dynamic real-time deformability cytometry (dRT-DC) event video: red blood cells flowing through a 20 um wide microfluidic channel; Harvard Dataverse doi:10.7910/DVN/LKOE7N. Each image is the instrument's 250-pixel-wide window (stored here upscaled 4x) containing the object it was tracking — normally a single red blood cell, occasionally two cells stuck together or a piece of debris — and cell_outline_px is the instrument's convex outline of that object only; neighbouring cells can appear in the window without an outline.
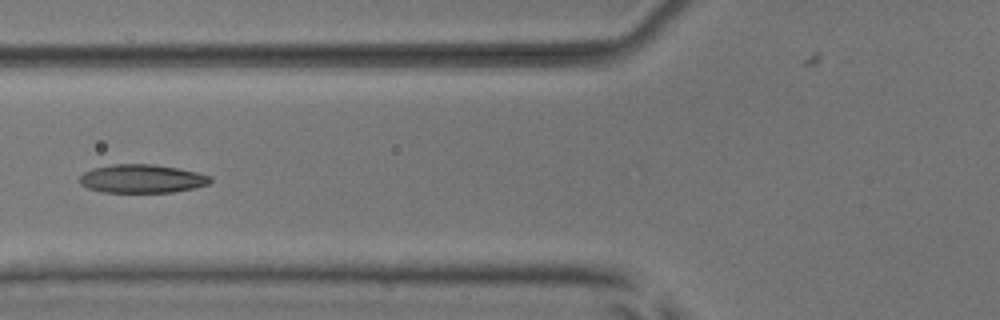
{"species": "common noctule bat (a hibernating species)", "species_latin": "Nyctalus noctula", "temperature_condition": "room temperature", "stored_images_in_passage": 6, "camera_frame_rate_fps": 3000, "um_per_image_px": 0.085, "animal": {"sex": "male", "body_mass_g": 17.9, "forearm_length_mm": 54.2}, "frame": {"image": 1, "passage_image": 5, "time_ms": 4.333, "image_size_px": [1000, 320], "cell_outline_px": [[212, 180], [208, 184], [192, 188], [172, 192], [104, 192], [88, 188], [80, 184], [80, 176], [84, 172], [92, 168], [112, 164], [152, 164], [176, 168], [196, 172], [212, 176]], "centroid_in_image_um": [12.04, 15.18], "position_along_channel_um": 113.8, "area_um2": 21.56}}